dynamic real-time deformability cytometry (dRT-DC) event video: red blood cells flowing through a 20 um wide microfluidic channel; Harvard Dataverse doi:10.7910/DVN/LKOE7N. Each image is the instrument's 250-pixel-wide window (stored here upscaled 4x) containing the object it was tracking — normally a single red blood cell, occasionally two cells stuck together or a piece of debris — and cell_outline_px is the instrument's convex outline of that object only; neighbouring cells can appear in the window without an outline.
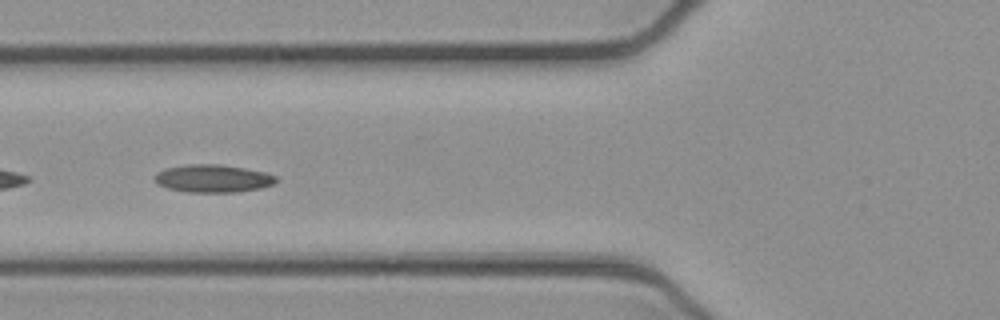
{"species": "common noctule bat (a hibernating species)", "species_latin": "Nyctalus noctula", "temperature_condition": "cold", "stored_images_in_passage": 54, "camera_frame_rate_fps": 3000, "um_per_image_px": 0.085, "animal": {"sex": "female", "body_mass_g": 21.9}, "frame": {"image": 1, "passage_image": 20, "time_ms": 6.333, "image_size_px": [1000, 320], "cell_outline_px": [[276, 180], [272, 184], [260, 188], [236, 192], [188, 192], [168, 188], [156, 184], [152, 180], [156, 172], [164, 168], [188, 164], [220, 164], [244, 168], [264, 172], [276, 176]], "centroid_in_image_um": [18.02, 15.16], "position_along_channel_um": 107.8, "area_um2": 19.71}}
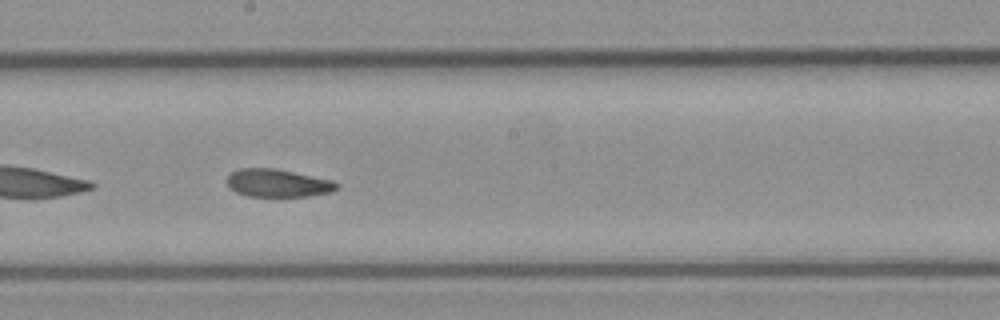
{"frame": {"image": 2, "passage_image": 29, "time_ms": 9.333, "image_size_px": [1000, 320], "cell_outline_px": [[340, 188], [332, 192], [308, 196], [248, 196], [236, 192], [228, 184], [228, 176], [232, 172], [240, 168], [276, 168], [332, 180], [340, 184]], "centroid_in_image_um": [23.67, 15.56], "position_along_channel_um": 224.5, "area_um2": 17.8}}
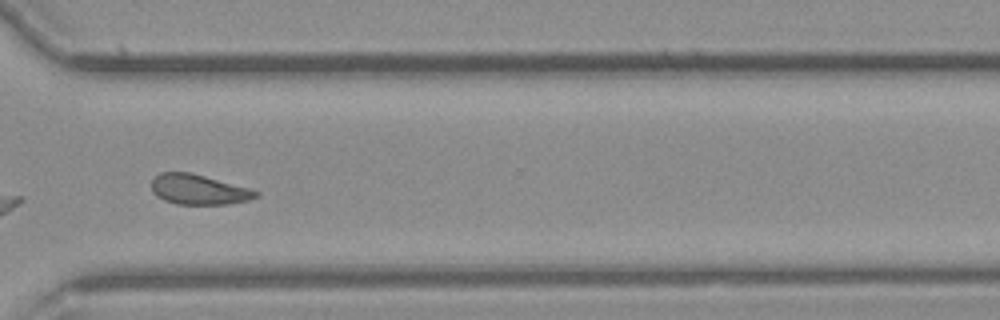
{"frame": {"image": 3, "passage_image": 39, "time_ms": 12.667, "image_size_px": [1000, 320], "cell_outline_px": [[260, 196], [248, 200], [228, 204], [176, 204], [164, 200], [156, 196], [152, 192], [152, 180], [160, 172], [192, 172], [248, 188], [260, 192]], "centroid_in_image_um": [16.88, 16.11], "position_along_channel_um": 353.7, "area_um2": 18.32}}